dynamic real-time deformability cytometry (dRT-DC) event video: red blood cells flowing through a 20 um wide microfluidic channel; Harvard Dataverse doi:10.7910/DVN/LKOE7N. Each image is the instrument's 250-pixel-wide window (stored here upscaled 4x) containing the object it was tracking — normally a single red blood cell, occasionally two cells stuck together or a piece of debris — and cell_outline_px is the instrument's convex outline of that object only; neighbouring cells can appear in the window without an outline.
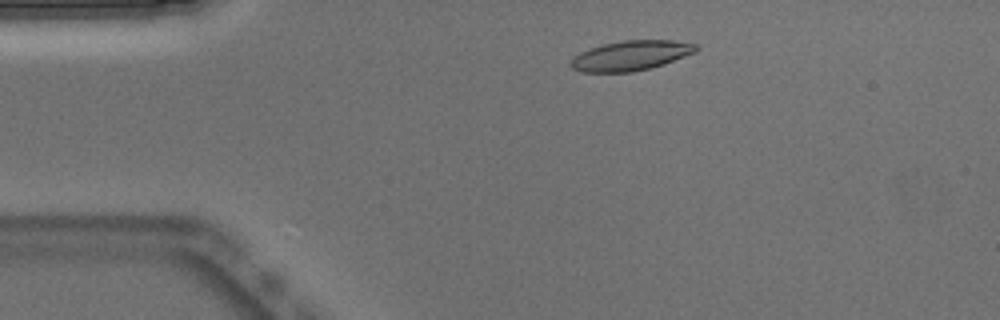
{"species": "Egyptian fruit bat (a non-hibernating species)", "species_latin": "Rousettus aegyptiacus", "temperature_condition": "warm", "stored_images_in_passage": 44, "camera_frame_rate_fps": 3000, "um_per_image_px": 0.085, "animal": {"sex": "male"}, "frame": {"image": 1, "passage_image": 3, "time_ms": 0.667, "image_size_px": [1000, 320], "cell_outline_px": [[700, 48], [696, 52], [664, 64], [632, 72], [580, 72], [572, 68], [568, 64], [580, 52], [604, 44], [624, 40], [672, 40], [696, 44]], "centroid_in_image_um": [53.64, 4.72], "position_along_channel_um": 31.4, "area_um2": 21.68}}
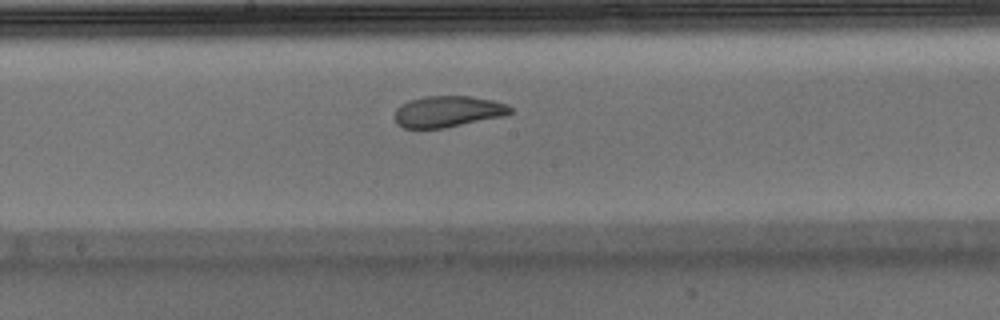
{"frame": {"image": 2, "passage_image": 20, "time_ms": 6.333, "image_size_px": [1000, 320], "cell_outline_px": [[512, 112], [504, 116], [444, 128], [404, 128], [396, 124], [396, 108], [400, 104], [424, 96], [472, 96], [492, 100], [508, 104], [512, 108]], "centroid_in_image_um": [38.08, 9.47], "position_along_channel_um": 210.1, "area_um2": 21.04}}
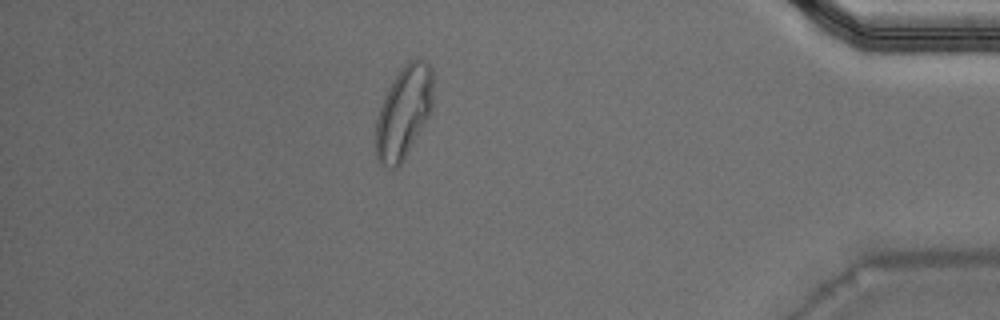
{"frame": {"image": 3, "passage_image": 38, "time_ms": 12.333, "image_size_px": [1000, 320], "cell_outline_px": [[432, 108], [428, 116], [404, 160], [396, 168], [388, 168], [380, 164], [376, 160], [376, 120], [384, 96], [388, 88], [400, 68], [408, 60], [416, 56], [424, 60], [432, 68]], "centroid_in_image_um": [34.3, 9.52], "position_along_channel_um": 400.9, "area_um2": 30.87}, "authors_computed_cell_mechanics": {"area_um2": 22.253, "velocity_mm_per_s": 3.8978, "shape_relaxation_time_tau1_ms": 5.7223, "shape_relaxation_time_tau2_ms": 1.6265, "deformation_change_tau1": 0.1871, "deformation_change_tau2": 0.0723}}